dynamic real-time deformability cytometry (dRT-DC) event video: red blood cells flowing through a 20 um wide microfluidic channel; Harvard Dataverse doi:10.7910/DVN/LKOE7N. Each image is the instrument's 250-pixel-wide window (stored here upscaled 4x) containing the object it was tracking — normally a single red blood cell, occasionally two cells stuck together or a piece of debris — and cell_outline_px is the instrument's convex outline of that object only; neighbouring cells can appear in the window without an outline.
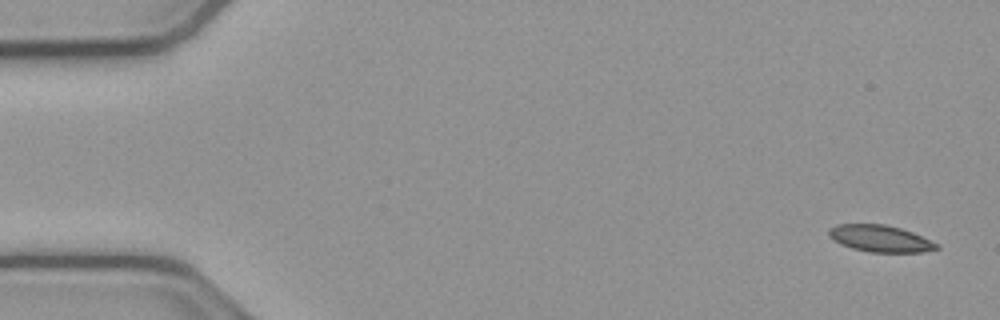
{"species": "common noctule bat (a hibernating species)", "species_latin": "Nyctalus noctula", "temperature_condition": "cold", "stored_images_in_passage": 53, "camera_frame_rate_fps": 3000, "um_per_image_px": 0.085, "animal": {"sex": "male", "body_mass_g": 23.1, "forearm_length_mm": 52.7}, "frame": {"image": 1, "passage_image": 1, "time_ms": 0.0, "image_size_px": [1000, 320], "cell_outline_px": [[940, 248], [920, 252], [868, 252], [852, 248], [840, 244], [832, 240], [828, 236], [828, 228], [836, 224], [884, 224], [900, 228], [912, 232], [940, 244]], "centroid_in_image_um": [74.78, 20.27], "position_along_channel_um": 10.2, "area_um2": 16.94}}
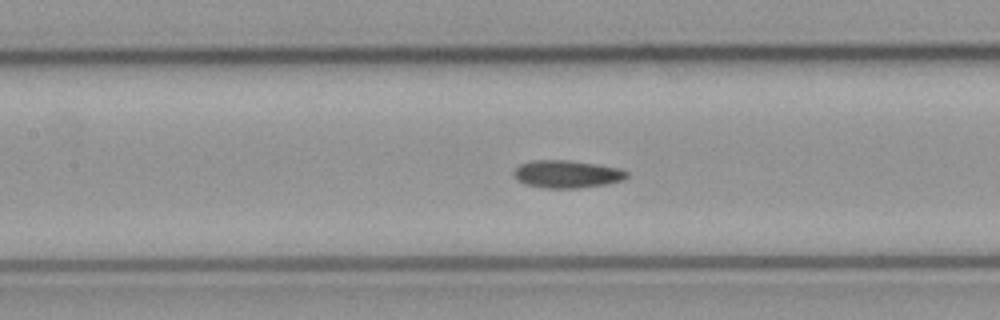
{"frame": {"image": 2, "passage_image": 23, "time_ms": 7.333, "image_size_px": [1000, 320], "cell_outline_px": [[628, 176], [624, 180], [608, 184], [580, 188], [544, 188], [524, 184], [516, 180], [512, 172], [520, 164], [532, 160], [568, 160], [596, 164], [620, 168], [628, 172]], "centroid_in_image_um": [48.18, 14.8], "position_along_channel_um": 159.2, "area_um2": 18.44}}
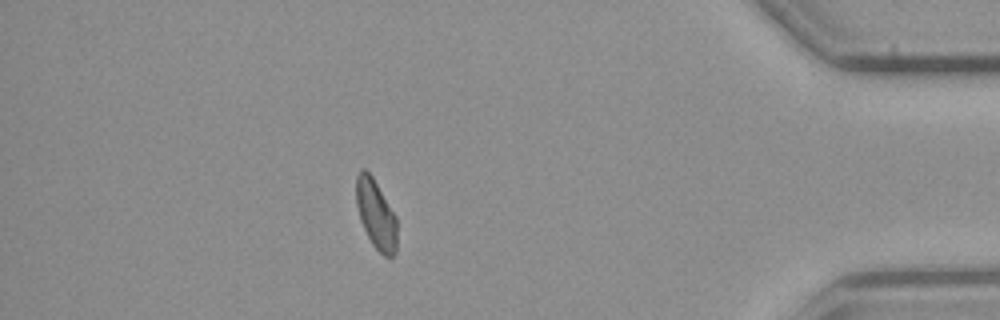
{"frame": {"image": 3, "passage_image": 46, "time_ms": 15.0, "image_size_px": [1000, 320], "cell_outline_px": [[396, 252], [388, 260], [372, 244], [360, 220], [356, 204], [356, 176], [360, 168], [364, 168], [372, 176], [396, 216]], "centroid_in_image_um": [31.95, 18.22], "position_along_channel_um": 403.3, "area_um2": 16.42}, "authors_computed_cell_mechanics": {"area_um2": 17.5134, "velocity_mm_per_s": 3.8097, "shape_relaxation_time_tau1_ms": null, "shape_relaxation_time_tau2_ms": 7.4706, "deformation_change_tau1": null, "deformation_change_tau2": 0.1208}}